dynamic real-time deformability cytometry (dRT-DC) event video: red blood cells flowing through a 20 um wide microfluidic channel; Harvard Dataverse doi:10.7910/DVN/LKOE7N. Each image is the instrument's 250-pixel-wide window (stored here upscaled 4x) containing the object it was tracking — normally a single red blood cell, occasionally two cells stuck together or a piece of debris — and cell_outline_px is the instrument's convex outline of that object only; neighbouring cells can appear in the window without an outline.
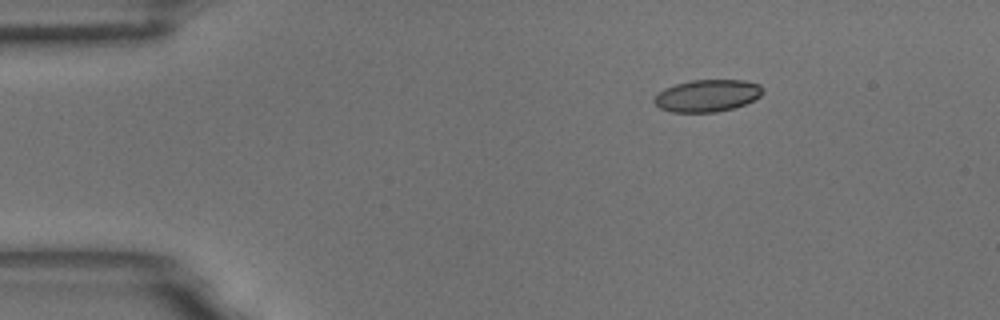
{"species": "common noctule bat (a hibernating species)", "species_latin": "Nyctalus noctula", "temperature_condition": "room temperature", "stored_images_in_passage": 49, "camera_frame_rate_fps": 3000, "um_per_image_px": 0.085, "animal": {"sex": "male", "body_mass_g": 18.8}, "frame": {"image": 1, "passage_image": 1, "time_ms": 0.0, "image_size_px": [1000, 320], "cell_outline_px": [[764, 92], [760, 96], [744, 104], [732, 108], [716, 112], [672, 112], [660, 108], [652, 100], [664, 88], [676, 84], [692, 80], [744, 80], [760, 84], [764, 88]], "centroid_in_image_um": [60.13, 8.12], "position_along_channel_um": 24.9, "area_um2": 20.23}}
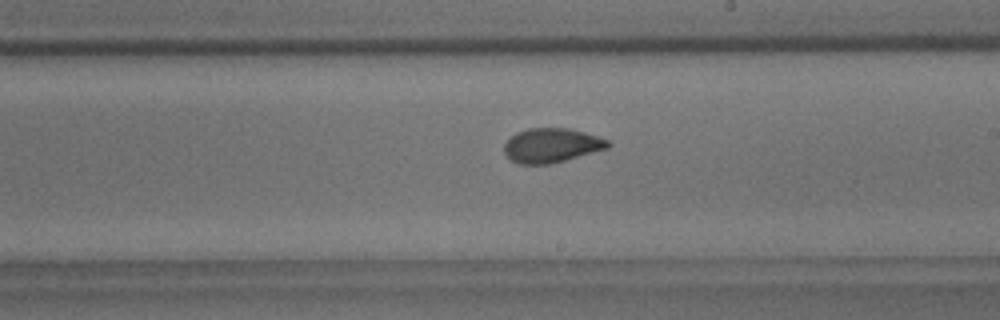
{"frame": {"image": 2, "passage_image": 25, "time_ms": 8.0, "image_size_px": [1000, 320], "cell_outline_px": [[612, 144], [608, 148], [564, 160], [548, 164], [520, 164], [512, 160], [504, 152], [504, 144], [516, 132], [528, 128], [568, 128], [584, 132], [608, 140]], "centroid_in_image_um": [46.88, 12.35], "position_along_channel_um": 242.1, "area_um2": 20.52}}
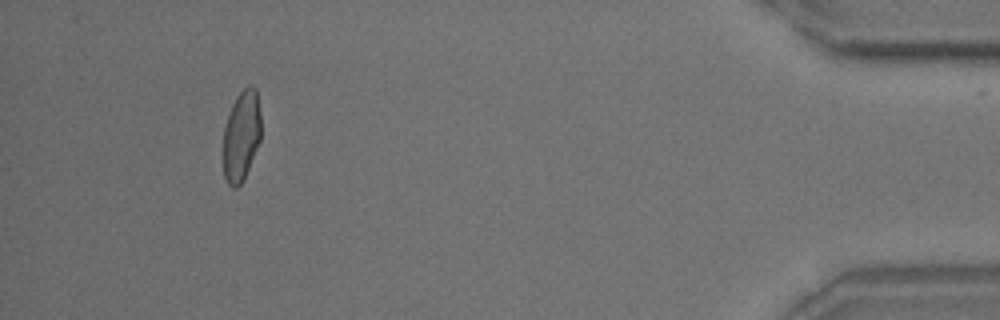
{"frame": {"image": 3, "passage_image": 45, "time_ms": 14.667, "image_size_px": [1000, 320], "cell_outline_px": [[260, 140], [244, 180], [236, 188], [232, 188], [228, 184], [224, 176], [224, 128], [232, 104], [236, 96], [248, 84], [252, 84], [256, 88], [260, 112]], "centroid_in_image_um": [20.52, 11.53], "position_along_channel_um": 414.7, "area_um2": 19.94}, "authors_computed_cell_mechanics": {"area_um2": 20.808, "velocity_mm_per_s": 3.5602, "shape_relaxation_time_tau1_ms": 5.8582, "shape_relaxation_time_tau2_ms": 1.3495, "deformation_change_tau1": 0.1619, "deformation_change_tau2": 0.0685}}